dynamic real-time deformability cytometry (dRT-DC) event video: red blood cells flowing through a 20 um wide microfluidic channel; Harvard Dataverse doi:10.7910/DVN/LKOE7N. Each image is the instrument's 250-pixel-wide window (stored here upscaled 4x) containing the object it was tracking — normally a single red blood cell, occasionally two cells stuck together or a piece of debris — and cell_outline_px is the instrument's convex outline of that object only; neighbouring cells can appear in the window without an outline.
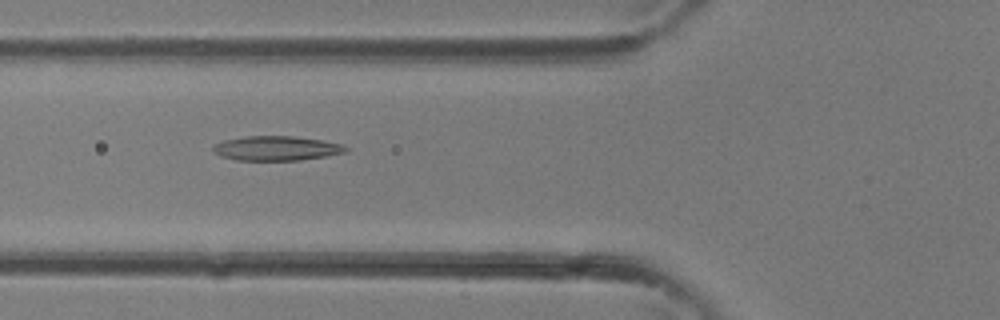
{"species": "common noctule bat (a hibernating species)", "species_latin": "Nyctalus noctula", "temperature_condition": "room temperature", "stored_images_in_passage": 32, "camera_frame_rate_fps": 3000, "um_per_image_px": 0.085, "animal": {"sex": "female"}, "frame": {"image": 1, "passage_image": 9, "time_ms": 2.667, "image_size_px": [1000, 320], "cell_outline_px": [[348, 152], [300, 160], [236, 160], [220, 156], [212, 152], [212, 148], [216, 144], [224, 140], [244, 136], [292, 136], [324, 140], [340, 144], [348, 148]], "centroid_in_image_um": [23.48, 12.6], "position_along_channel_um": 102.3, "area_um2": 18.96}}
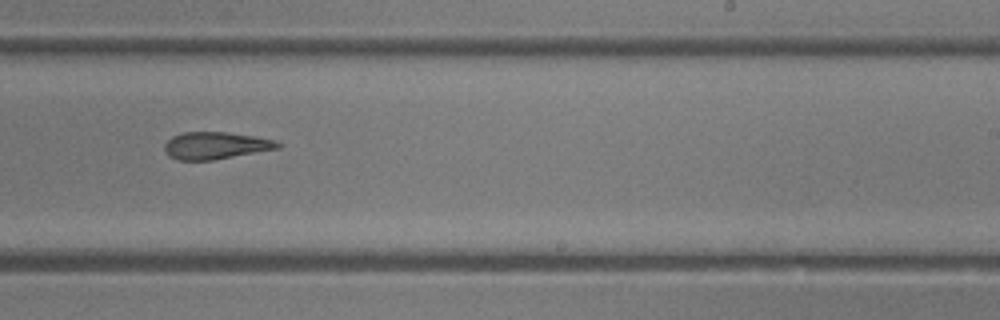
{"frame": {"image": 2, "passage_image": 18, "time_ms": 5.667, "image_size_px": [1000, 320], "cell_outline_px": [[284, 144], [280, 148], [212, 160], [176, 160], [168, 156], [164, 148], [164, 144], [172, 136], [184, 132], [228, 132], [252, 136], [272, 140]], "centroid_in_image_um": [18.3, 12.37], "position_along_channel_um": 270.7, "area_um2": 17.86}}
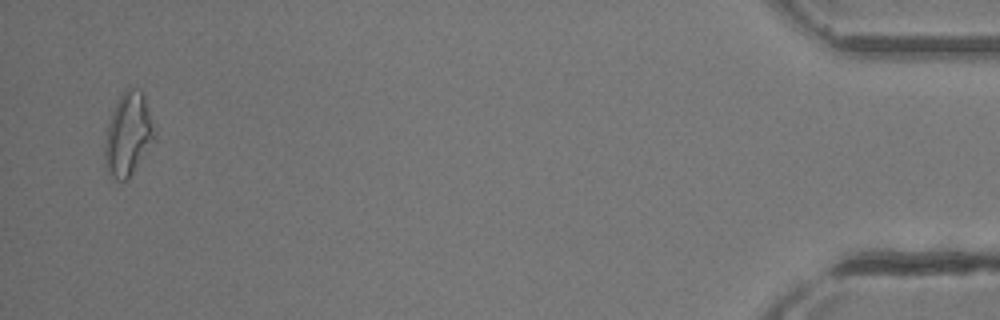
{"frame": {"image": 3, "passage_image": 31, "time_ms": 10.0, "image_size_px": [1000, 320], "cell_outline_px": [[156, 132], [152, 140], [132, 172], [124, 180], [116, 180], [108, 172], [104, 156], [104, 148], [108, 124], [112, 112], [120, 96], [128, 88], [140, 88], [144, 92]], "centroid_in_image_um": [10.89, 11.35], "position_along_channel_um": 424.3, "area_um2": 23.35}}